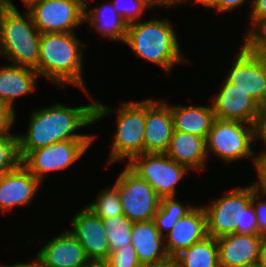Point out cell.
Returning <instances> with one entry per match:
<instances>
[{"label": "cell", "instance_id": "obj_1", "mask_svg": "<svg viewBox=\"0 0 266 267\" xmlns=\"http://www.w3.org/2000/svg\"><path fill=\"white\" fill-rule=\"evenodd\" d=\"M110 112L114 113L115 110L97 101L72 108L56 103L32 112L27 133L17 136L20 160L30 151L56 142L70 139H94L96 136L77 134L76 130L91 126Z\"/></svg>", "mask_w": 266, "mask_h": 267}, {"label": "cell", "instance_id": "obj_2", "mask_svg": "<svg viewBox=\"0 0 266 267\" xmlns=\"http://www.w3.org/2000/svg\"><path fill=\"white\" fill-rule=\"evenodd\" d=\"M84 44L70 33H41L39 64L36 72L60 87L76 85L89 95L82 75V49Z\"/></svg>", "mask_w": 266, "mask_h": 267}, {"label": "cell", "instance_id": "obj_3", "mask_svg": "<svg viewBox=\"0 0 266 267\" xmlns=\"http://www.w3.org/2000/svg\"><path fill=\"white\" fill-rule=\"evenodd\" d=\"M176 35L166 19L134 21L127 26L125 43L138 57L157 64L170 74L175 64L187 62L182 57Z\"/></svg>", "mask_w": 266, "mask_h": 267}, {"label": "cell", "instance_id": "obj_4", "mask_svg": "<svg viewBox=\"0 0 266 267\" xmlns=\"http://www.w3.org/2000/svg\"><path fill=\"white\" fill-rule=\"evenodd\" d=\"M23 16L18 10L0 6V52L13 65L36 70L41 33L28 10Z\"/></svg>", "mask_w": 266, "mask_h": 267}, {"label": "cell", "instance_id": "obj_5", "mask_svg": "<svg viewBox=\"0 0 266 267\" xmlns=\"http://www.w3.org/2000/svg\"><path fill=\"white\" fill-rule=\"evenodd\" d=\"M117 111V130L108 164L127 157L130 161L144 153L146 100L124 102Z\"/></svg>", "mask_w": 266, "mask_h": 267}, {"label": "cell", "instance_id": "obj_6", "mask_svg": "<svg viewBox=\"0 0 266 267\" xmlns=\"http://www.w3.org/2000/svg\"><path fill=\"white\" fill-rule=\"evenodd\" d=\"M255 126L239 121L215 119L206 139V153L214 152L226 162L253 155ZM252 144V145H251Z\"/></svg>", "mask_w": 266, "mask_h": 267}, {"label": "cell", "instance_id": "obj_7", "mask_svg": "<svg viewBox=\"0 0 266 267\" xmlns=\"http://www.w3.org/2000/svg\"><path fill=\"white\" fill-rule=\"evenodd\" d=\"M139 178L146 180L161 197H175L176 183L189 168L165 153H143L134 156L126 165Z\"/></svg>", "mask_w": 266, "mask_h": 267}, {"label": "cell", "instance_id": "obj_8", "mask_svg": "<svg viewBox=\"0 0 266 267\" xmlns=\"http://www.w3.org/2000/svg\"><path fill=\"white\" fill-rule=\"evenodd\" d=\"M114 185L119 192L124 215L133 222L153 220L161 197L146 180L125 166Z\"/></svg>", "mask_w": 266, "mask_h": 267}, {"label": "cell", "instance_id": "obj_9", "mask_svg": "<svg viewBox=\"0 0 266 267\" xmlns=\"http://www.w3.org/2000/svg\"><path fill=\"white\" fill-rule=\"evenodd\" d=\"M94 139H70L30 151L21 164L41 182L46 172L66 169L87 151Z\"/></svg>", "mask_w": 266, "mask_h": 267}, {"label": "cell", "instance_id": "obj_10", "mask_svg": "<svg viewBox=\"0 0 266 267\" xmlns=\"http://www.w3.org/2000/svg\"><path fill=\"white\" fill-rule=\"evenodd\" d=\"M28 11L40 33H70L85 23V0H41Z\"/></svg>", "mask_w": 266, "mask_h": 267}, {"label": "cell", "instance_id": "obj_11", "mask_svg": "<svg viewBox=\"0 0 266 267\" xmlns=\"http://www.w3.org/2000/svg\"><path fill=\"white\" fill-rule=\"evenodd\" d=\"M235 58L226 81L248 93L260 106L266 103V56L256 54L244 43Z\"/></svg>", "mask_w": 266, "mask_h": 267}, {"label": "cell", "instance_id": "obj_12", "mask_svg": "<svg viewBox=\"0 0 266 267\" xmlns=\"http://www.w3.org/2000/svg\"><path fill=\"white\" fill-rule=\"evenodd\" d=\"M262 235L232 233L216 238L220 267H259Z\"/></svg>", "mask_w": 266, "mask_h": 267}, {"label": "cell", "instance_id": "obj_13", "mask_svg": "<svg viewBox=\"0 0 266 267\" xmlns=\"http://www.w3.org/2000/svg\"><path fill=\"white\" fill-rule=\"evenodd\" d=\"M71 223L73 229L68 232L81 244L91 262L103 263L110 247L102 218L86 207L74 215Z\"/></svg>", "mask_w": 266, "mask_h": 267}, {"label": "cell", "instance_id": "obj_14", "mask_svg": "<svg viewBox=\"0 0 266 267\" xmlns=\"http://www.w3.org/2000/svg\"><path fill=\"white\" fill-rule=\"evenodd\" d=\"M221 88L212 100L215 118L256 126L260 105L248 93L226 80Z\"/></svg>", "mask_w": 266, "mask_h": 267}, {"label": "cell", "instance_id": "obj_15", "mask_svg": "<svg viewBox=\"0 0 266 267\" xmlns=\"http://www.w3.org/2000/svg\"><path fill=\"white\" fill-rule=\"evenodd\" d=\"M33 262L35 267H88L92 264L84 248L68 230L50 239Z\"/></svg>", "mask_w": 266, "mask_h": 267}, {"label": "cell", "instance_id": "obj_16", "mask_svg": "<svg viewBox=\"0 0 266 267\" xmlns=\"http://www.w3.org/2000/svg\"><path fill=\"white\" fill-rule=\"evenodd\" d=\"M173 131V117L166 101L146 99L144 153H165Z\"/></svg>", "mask_w": 266, "mask_h": 267}, {"label": "cell", "instance_id": "obj_17", "mask_svg": "<svg viewBox=\"0 0 266 267\" xmlns=\"http://www.w3.org/2000/svg\"><path fill=\"white\" fill-rule=\"evenodd\" d=\"M208 236L206 214L202 207H193L182 218L168 234H165V248L173 259L181 251L189 248L191 245L204 240Z\"/></svg>", "mask_w": 266, "mask_h": 267}, {"label": "cell", "instance_id": "obj_18", "mask_svg": "<svg viewBox=\"0 0 266 267\" xmlns=\"http://www.w3.org/2000/svg\"><path fill=\"white\" fill-rule=\"evenodd\" d=\"M40 183L42 182L21 163L15 169L0 175V211L30 203Z\"/></svg>", "mask_w": 266, "mask_h": 267}, {"label": "cell", "instance_id": "obj_19", "mask_svg": "<svg viewBox=\"0 0 266 267\" xmlns=\"http://www.w3.org/2000/svg\"><path fill=\"white\" fill-rule=\"evenodd\" d=\"M164 239L153 220L134 222L131 244L136 249L141 265H158L172 260L166 251Z\"/></svg>", "mask_w": 266, "mask_h": 267}, {"label": "cell", "instance_id": "obj_20", "mask_svg": "<svg viewBox=\"0 0 266 267\" xmlns=\"http://www.w3.org/2000/svg\"><path fill=\"white\" fill-rule=\"evenodd\" d=\"M206 150L205 138L174 130L165 154L190 169L201 170L206 162Z\"/></svg>", "mask_w": 266, "mask_h": 267}, {"label": "cell", "instance_id": "obj_21", "mask_svg": "<svg viewBox=\"0 0 266 267\" xmlns=\"http://www.w3.org/2000/svg\"><path fill=\"white\" fill-rule=\"evenodd\" d=\"M36 70L9 65L0 67V102L14 109L16 97L29 94L36 89Z\"/></svg>", "mask_w": 266, "mask_h": 267}, {"label": "cell", "instance_id": "obj_22", "mask_svg": "<svg viewBox=\"0 0 266 267\" xmlns=\"http://www.w3.org/2000/svg\"><path fill=\"white\" fill-rule=\"evenodd\" d=\"M174 130L207 139L215 114L211 106H171Z\"/></svg>", "mask_w": 266, "mask_h": 267}, {"label": "cell", "instance_id": "obj_23", "mask_svg": "<svg viewBox=\"0 0 266 267\" xmlns=\"http://www.w3.org/2000/svg\"><path fill=\"white\" fill-rule=\"evenodd\" d=\"M87 5L88 2H85L84 22H91L92 27L104 37L125 42L128 24L113 8L111 2L91 10H87Z\"/></svg>", "mask_w": 266, "mask_h": 267}, {"label": "cell", "instance_id": "obj_24", "mask_svg": "<svg viewBox=\"0 0 266 267\" xmlns=\"http://www.w3.org/2000/svg\"><path fill=\"white\" fill-rule=\"evenodd\" d=\"M176 267H220L216 238L207 236L173 258Z\"/></svg>", "mask_w": 266, "mask_h": 267}, {"label": "cell", "instance_id": "obj_25", "mask_svg": "<svg viewBox=\"0 0 266 267\" xmlns=\"http://www.w3.org/2000/svg\"><path fill=\"white\" fill-rule=\"evenodd\" d=\"M192 206H183L182 203L177 201L175 197H164L161 198L160 207L157 213L153 217L155 227L159 233L164 237V230L168 234L171 229L175 226L176 222L182 218L187 212H189Z\"/></svg>", "mask_w": 266, "mask_h": 267}, {"label": "cell", "instance_id": "obj_26", "mask_svg": "<svg viewBox=\"0 0 266 267\" xmlns=\"http://www.w3.org/2000/svg\"><path fill=\"white\" fill-rule=\"evenodd\" d=\"M102 220L110 252L131 244V232L134 222L126 215L112 216Z\"/></svg>", "mask_w": 266, "mask_h": 267}, {"label": "cell", "instance_id": "obj_27", "mask_svg": "<svg viewBox=\"0 0 266 267\" xmlns=\"http://www.w3.org/2000/svg\"><path fill=\"white\" fill-rule=\"evenodd\" d=\"M86 207L102 219L123 215L120 195L115 185L112 188L109 187L102 191L96 199V202H92Z\"/></svg>", "mask_w": 266, "mask_h": 267}, {"label": "cell", "instance_id": "obj_28", "mask_svg": "<svg viewBox=\"0 0 266 267\" xmlns=\"http://www.w3.org/2000/svg\"><path fill=\"white\" fill-rule=\"evenodd\" d=\"M252 200V184L248 187L234 189L227 194L213 200L209 206L203 207L204 209H221L227 210L231 215L241 208H246Z\"/></svg>", "mask_w": 266, "mask_h": 267}, {"label": "cell", "instance_id": "obj_29", "mask_svg": "<svg viewBox=\"0 0 266 267\" xmlns=\"http://www.w3.org/2000/svg\"><path fill=\"white\" fill-rule=\"evenodd\" d=\"M206 214L207 234L218 238L236 232V224L231 213L221 209H204Z\"/></svg>", "mask_w": 266, "mask_h": 267}, {"label": "cell", "instance_id": "obj_30", "mask_svg": "<svg viewBox=\"0 0 266 267\" xmlns=\"http://www.w3.org/2000/svg\"><path fill=\"white\" fill-rule=\"evenodd\" d=\"M20 163L17 135H0V175L15 169Z\"/></svg>", "mask_w": 266, "mask_h": 267}, {"label": "cell", "instance_id": "obj_31", "mask_svg": "<svg viewBox=\"0 0 266 267\" xmlns=\"http://www.w3.org/2000/svg\"><path fill=\"white\" fill-rule=\"evenodd\" d=\"M106 267H140L136 249L132 244L126 245L122 249L110 252L108 258L103 262Z\"/></svg>", "mask_w": 266, "mask_h": 267}, {"label": "cell", "instance_id": "obj_32", "mask_svg": "<svg viewBox=\"0 0 266 267\" xmlns=\"http://www.w3.org/2000/svg\"><path fill=\"white\" fill-rule=\"evenodd\" d=\"M236 224V232L240 234H258V225L254 206L250 203L246 208H241L235 212L231 217Z\"/></svg>", "mask_w": 266, "mask_h": 267}, {"label": "cell", "instance_id": "obj_33", "mask_svg": "<svg viewBox=\"0 0 266 267\" xmlns=\"http://www.w3.org/2000/svg\"><path fill=\"white\" fill-rule=\"evenodd\" d=\"M112 5L127 24L134 22V20H140L144 9L148 8L143 0H115Z\"/></svg>", "mask_w": 266, "mask_h": 267}, {"label": "cell", "instance_id": "obj_34", "mask_svg": "<svg viewBox=\"0 0 266 267\" xmlns=\"http://www.w3.org/2000/svg\"><path fill=\"white\" fill-rule=\"evenodd\" d=\"M245 44L256 54L266 56V21L248 30Z\"/></svg>", "mask_w": 266, "mask_h": 267}, {"label": "cell", "instance_id": "obj_35", "mask_svg": "<svg viewBox=\"0 0 266 267\" xmlns=\"http://www.w3.org/2000/svg\"><path fill=\"white\" fill-rule=\"evenodd\" d=\"M260 192L256 189L254 183L252 185V200L251 203L254 206L258 225V235L266 236V200H260L257 202V198ZM257 202V203H256Z\"/></svg>", "mask_w": 266, "mask_h": 267}, {"label": "cell", "instance_id": "obj_36", "mask_svg": "<svg viewBox=\"0 0 266 267\" xmlns=\"http://www.w3.org/2000/svg\"><path fill=\"white\" fill-rule=\"evenodd\" d=\"M253 162L259 180L254 185L261 192V196L266 195V151H262V154L254 156Z\"/></svg>", "mask_w": 266, "mask_h": 267}, {"label": "cell", "instance_id": "obj_37", "mask_svg": "<svg viewBox=\"0 0 266 267\" xmlns=\"http://www.w3.org/2000/svg\"><path fill=\"white\" fill-rule=\"evenodd\" d=\"M15 111L9 105L0 102V135L10 134L9 130L15 121Z\"/></svg>", "mask_w": 266, "mask_h": 267}, {"label": "cell", "instance_id": "obj_38", "mask_svg": "<svg viewBox=\"0 0 266 267\" xmlns=\"http://www.w3.org/2000/svg\"><path fill=\"white\" fill-rule=\"evenodd\" d=\"M251 21L256 28L259 24L266 21V0H252Z\"/></svg>", "mask_w": 266, "mask_h": 267}, {"label": "cell", "instance_id": "obj_39", "mask_svg": "<svg viewBox=\"0 0 266 267\" xmlns=\"http://www.w3.org/2000/svg\"><path fill=\"white\" fill-rule=\"evenodd\" d=\"M255 133L256 139H262L266 145V103L260 106L259 117L255 126Z\"/></svg>", "mask_w": 266, "mask_h": 267}, {"label": "cell", "instance_id": "obj_40", "mask_svg": "<svg viewBox=\"0 0 266 267\" xmlns=\"http://www.w3.org/2000/svg\"><path fill=\"white\" fill-rule=\"evenodd\" d=\"M246 1L247 0H219V4L216 10L218 12L223 13L229 10H233L234 8H237L238 6H241Z\"/></svg>", "mask_w": 266, "mask_h": 267}, {"label": "cell", "instance_id": "obj_41", "mask_svg": "<svg viewBox=\"0 0 266 267\" xmlns=\"http://www.w3.org/2000/svg\"><path fill=\"white\" fill-rule=\"evenodd\" d=\"M144 3L146 4V6L149 7H153L154 6H166V7H170L179 3H183L184 0H143Z\"/></svg>", "mask_w": 266, "mask_h": 267}, {"label": "cell", "instance_id": "obj_42", "mask_svg": "<svg viewBox=\"0 0 266 267\" xmlns=\"http://www.w3.org/2000/svg\"><path fill=\"white\" fill-rule=\"evenodd\" d=\"M25 6L30 10L34 5L38 4L41 0H22ZM2 5L9 9L17 10V7L12 3V0H2Z\"/></svg>", "mask_w": 266, "mask_h": 267}, {"label": "cell", "instance_id": "obj_43", "mask_svg": "<svg viewBox=\"0 0 266 267\" xmlns=\"http://www.w3.org/2000/svg\"><path fill=\"white\" fill-rule=\"evenodd\" d=\"M196 3L204 4L205 7H213L216 9L219 4V0H194ZM185 3L190 2L189 0H184Z\"/></svg>", "mask_w": 266, "mask_h": 267}, {"label": "cell", "instance_id": "obj_44", "mask_svg": "<svg viewBox=\"0 0 266 267\" xmlns=\"http://www.w3.org/2000/svg\"><path fill=\"white\" fill-rule=\"evenodd\" d=\"M259 267H266V236L264 237L261 253V261Z\"/></svg>", "mask_w": 266, "mask_h": 267}, {"label": "cell", "instance_id": "obj_45", "mask_svg": "<svg viewBox=\"0 0 266 267\" xmlns=\"http://www.w3.org/2000/svg\"><path fill=\"white\" fill-rule=\"evenodd\" d=\"M140 267H176V266L172 259L158 265H141Z\"/></svg>", "mask_w": 266, "mask_h": 267}, {"label": "cell", "instance_id": "obj_46", "mask_svg": "<svg viewBox=\"0 0 266 267\" xmlns=\"http://www.w3.org/2000/svg\"><path fill=\"white\" fill-rule=\"evenodd\" d=\"M1 267H35V263L34 262H32L31 264L30 263H26V264H24V263H19V264H16V265H10V266H1Z\"/></svg>", "mask_w": 266, "mask_h": 267}, {"label": "cell", "instance_id": "obj_47", "mask_svg": "<svg viewBox=\"0 0 266 267\" xmlns=\"http://www.w3.org/2000/svg\"><path fill=\"white\" fill-rule=\"evenodd\" d=\"M88 267H106L103 263H92Z\"/></svg>", "mask_w": 266, "mask_h": 267}]
</instances>
